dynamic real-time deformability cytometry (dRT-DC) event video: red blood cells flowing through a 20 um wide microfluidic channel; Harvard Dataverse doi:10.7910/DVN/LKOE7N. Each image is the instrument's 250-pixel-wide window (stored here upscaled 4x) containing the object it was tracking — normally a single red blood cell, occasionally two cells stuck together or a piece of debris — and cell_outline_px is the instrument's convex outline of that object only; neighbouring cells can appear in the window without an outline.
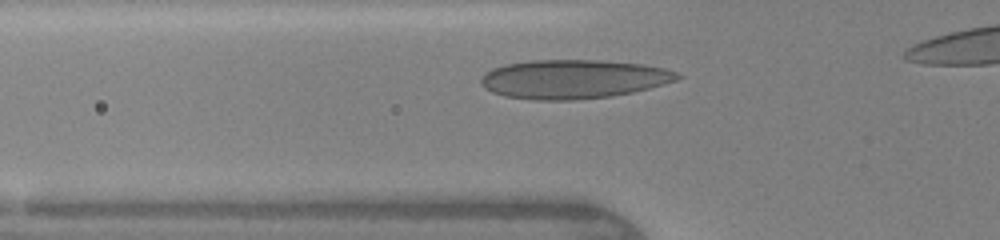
{"species": "human", "species_latin": "Homo sapiens", "temperature_condition": "warm", "stored_images_in_passage": 30, "camera_frame_rate_fps": 3000, "um_per_image_px": 0.085, "donor": {"sex": "female"}, "frame": {"image": 1, "passage_image": 5, "time_ms": 1.333, "image_size_px": [1000, 240], "cell_outline_px": [[684, 76], [676, 80], [664, 84], [632, 92], [612, 96], [572, 100], [536, 100], [504, 96], [492, 92], [484, 88], [480, 84], [480, 80], [484, 72], [492, 68], [504, 64], [532, 60], [600, 60], [640, 64], [664, 68], [676, 72]], "centroid_in_image_um": [48.69, 6.72], "position_along_channel_um": 77.1, "area_um2": 44.68}}
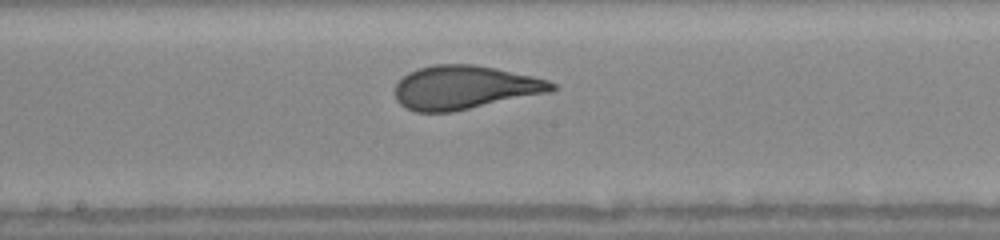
{"frame": {"image": 2, "passage_image": 14, "time_ms": 4.333, "image_size_px": [1000, 240], "cell_outline_px": [[556, 88], [552, 92], [452, 112], [416, 112], [400, 104], [396, 100], [396, 84], [408, 72], [416, 68], [436, 64], [472, 64], [496, 68], [532, 76], [548, 80], [556, 84]], "centroid_in_image_um": [39.51, 7.43], "position_along_channel_um": 208.7, "area_um2": 39.94}}
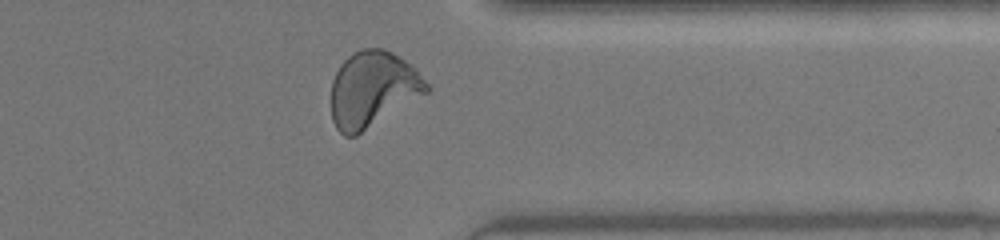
{"frame": {"image": 3, "passage_image": 26, "time_ms": 8.333, "image_size_px": [1000, 240], "cell_outline_px": [[428, 92], [356, 136], [344, 136], [336, 128], [332, 120], [332, 80], [340, 64], [352, 52], [360, 48], [384, 48], [400, 56], [412, 64], [416, 68], [428, 84]], "centroid_in_image_um": [31.68, 7.56], "position_along_channel_um": 379.7, "area_um2": 42.19}, "authors_computed_cell_mechanics": {"area_um2": 39.882, "velocity_mm_per_s": 4.3683, "shape_relaxation_time_tau1_ms": 3.9222, "shape_relaxation_time_tau2_ms": null, "deformation_change_tau1": 0.1788, "deformation_change_tau2": null}}